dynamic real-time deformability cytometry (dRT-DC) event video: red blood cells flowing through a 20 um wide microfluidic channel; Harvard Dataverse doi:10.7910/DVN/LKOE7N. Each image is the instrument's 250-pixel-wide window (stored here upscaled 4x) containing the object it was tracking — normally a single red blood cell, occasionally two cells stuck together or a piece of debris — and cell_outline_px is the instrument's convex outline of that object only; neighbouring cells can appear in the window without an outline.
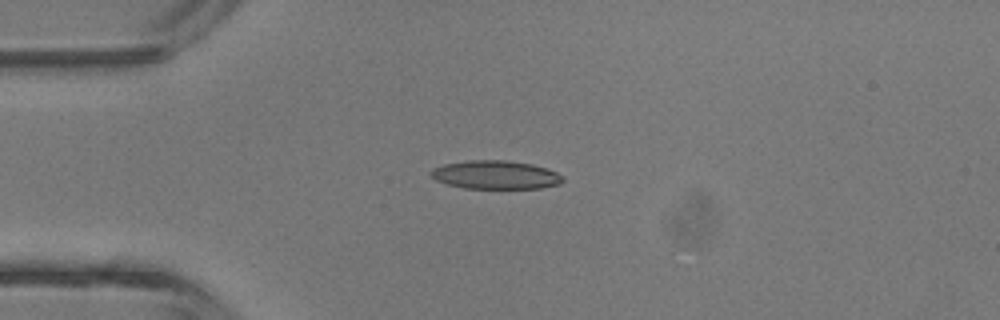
{"species": "common noctule bat (a hibernating species)", "species_latin": "Nyctalus noctula", "temperature_condition": "room temperature", "stored_images_in_passage": 4, "camera_frame_rate_fps": 3000, "um_per_image_px": 0.085, "animal": {"sex": "male", "body_mass_g": 13.3}, "frame": {"image": 1, "passage_image": 3, "time_ms": 3.333, "image_size_px": [1000, 320], "cell_outline_px": [[564, 180], [560, 184], [540, 188], [464, 188], [448, 184], [436, 180], [428, 172], [432, 168], [444, 164], [468, 160], [504, 160], [532, 164], [548, 168], [564, 176]], "centroid_in_image_um": [42.13, 14.85], "position_along_channel_um": 42.9, "area_um2": 21.96}}